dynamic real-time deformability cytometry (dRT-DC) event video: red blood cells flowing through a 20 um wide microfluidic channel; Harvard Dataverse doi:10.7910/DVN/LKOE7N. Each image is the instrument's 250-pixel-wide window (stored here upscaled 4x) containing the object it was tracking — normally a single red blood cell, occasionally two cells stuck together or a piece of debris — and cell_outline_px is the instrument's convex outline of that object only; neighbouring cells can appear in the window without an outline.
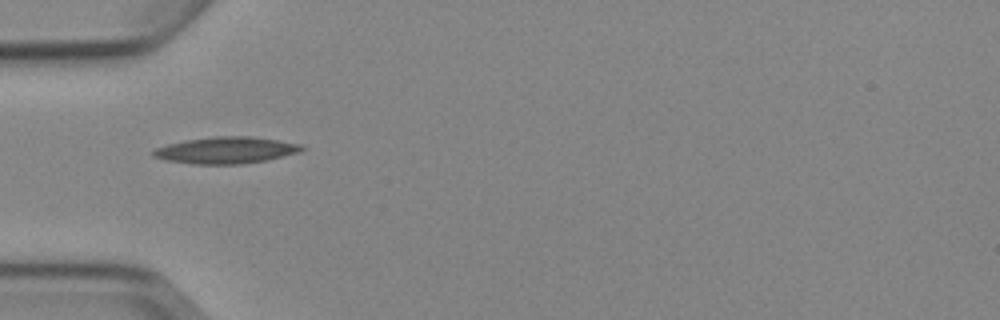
{"species": "Egyptian fruit bat (a non-hibernating species)", "species_latin": "Rousettus aegyptiacus", "temperature_condition": "cold", "stored_images_in_passage": 7, "camera_frame_rate_fps": 3000, "um_per_image_px": 0.085, "animal": {"sex": "female"}, "frame": {"image": 1, "passage_image": 5, "time_ms": 5.667, "image_size_px": [1000, 320], "cell_outline_px": [[308, 148], [300, 152], [264, 160], [240, 164], [192, 164], [168, 160], [152, 156], [152, 152], [156, 148], [168, 144], [184, 140], [216, 136], [252, 136], [300, 144]], "centroid_in_image_um": [19.22, 12.76], "position_along_channel_um": 65.8, "area_um2": 22.89}}
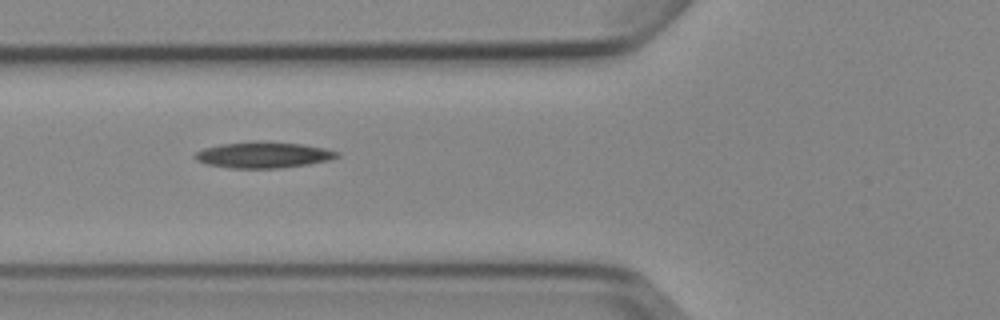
{"frame": {"image": 2, "passage_image": 6, "time_ms": 6.667, "image_size_px": [1000, 320], "cell_outline_px": [[340, 156], [328, 160], [308, 164], [280, 168], [232, 168], [208, 164], [196, 160], [192, 156], [196, 152], [204, 148], [220, 144], [256, 140], [304, 144], [324, 148], [340, 152]], "centroid_in_image_um": [22.38, 13.15], "position_along_channel_um": 103.4, "area_um2": 21.73}}
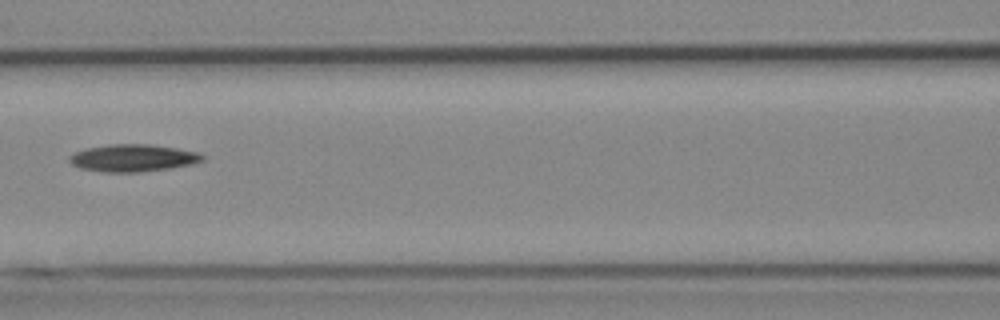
{"frame": {"image": 3, "passage_image": 7, "time_ms": 8.0, "image_size_px": [1000, 320], "cell_outline_px": [[204, 160], [192, 164], [168, 168], [140, 172], [104, 172], [80, 168], [72, 164], [68, 160], [68, 156], [76, 152], [88, 148], [108, 144], [148, 144], [176, 148], [200, 152], [204, 156]], "centroid_in_image_um": [11.31, 13.42], "position_along_channel_um": 155.3, "area_um2": 21.1}}